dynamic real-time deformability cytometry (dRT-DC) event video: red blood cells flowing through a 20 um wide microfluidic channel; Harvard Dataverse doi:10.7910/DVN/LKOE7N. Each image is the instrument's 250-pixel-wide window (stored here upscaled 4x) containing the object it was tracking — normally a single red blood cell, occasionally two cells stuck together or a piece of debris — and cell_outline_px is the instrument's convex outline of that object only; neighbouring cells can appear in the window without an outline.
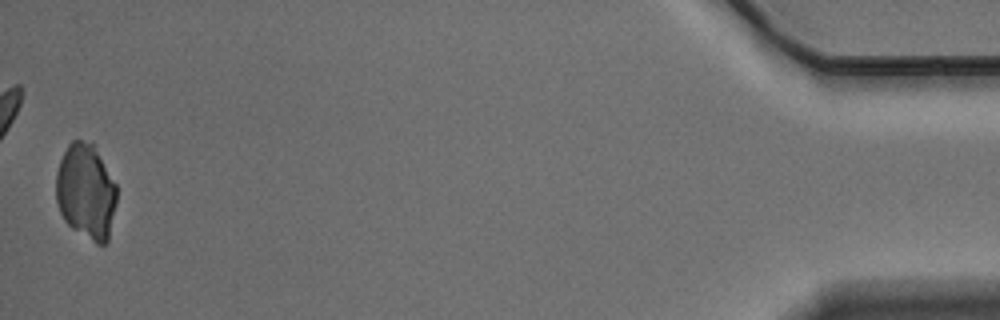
{"species": "Egyptian fruit bat (a non-hibernating species)", "species_latin": "Rousettus aegyptiacus", "temperature_condition": "warm", "stored_images_in_passage": 38, "camera_frame_rate_fps": 3000, "um_per_image_px": 0.085, "animal": {"sex": "male"}, "frame": {"image": 1, "passage_image": 38, "time_ms": 12.333, "image_size_px": [1000, 320], "cell_outline_px": [[116, 204], [108, 240], [104, 244], [96, 244], [72, 228], [64, 220], [60, 212], [56, 200], [56, 172], [60, 160], [68, 144], [72, 140], [92, 140], [116, 184]], "centroid_in_image_um": [7.31, 16.25], "position_along_channel_um": 427.9, "area_um2": 33.99}}